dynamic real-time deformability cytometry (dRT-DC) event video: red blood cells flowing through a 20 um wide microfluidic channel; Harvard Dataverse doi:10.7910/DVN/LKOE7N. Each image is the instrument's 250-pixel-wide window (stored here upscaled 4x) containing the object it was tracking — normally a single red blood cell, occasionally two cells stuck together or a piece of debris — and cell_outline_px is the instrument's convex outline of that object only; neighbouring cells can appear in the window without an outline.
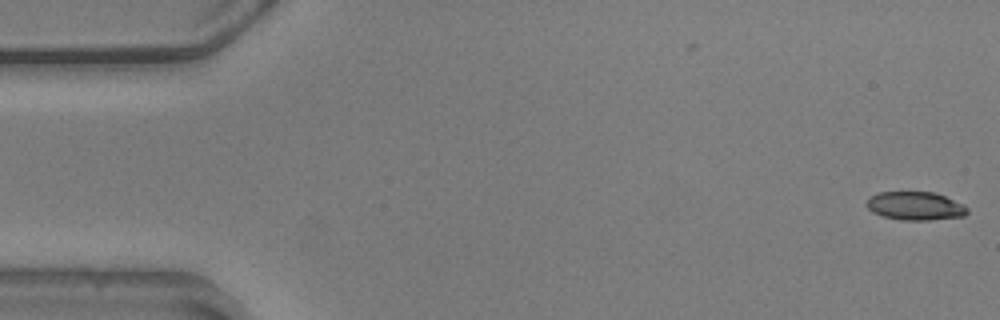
{"species": "common noctule bat (a hibernating species)", "species_latin": "Nyctalus noctula", "temperature_condition": "warm", "stored_images_in_passage": 15, "camera_frame_rate_fps": 3000, "um_per_image_px": 0.085, "animal": {"sex": "male", "body_mass_g": 20.5, "forearm_length_mm": 52.5}, "frame": {"image": 1, "passage_image": 1, "time_ms": 0.0, "image_size_px": [1000, 320], "cell_outline_px": [[968, 212], [964, 216], [928, 220], [900, 220], [884, 216], [872, 212], [864, 204], [876, 192], [936, 192], [964, 204], [968, 208]], "centroid_in_image_um": [77.81, 17.5], "position_along_channel_um": 7.2, "area_um2": 16.76}}